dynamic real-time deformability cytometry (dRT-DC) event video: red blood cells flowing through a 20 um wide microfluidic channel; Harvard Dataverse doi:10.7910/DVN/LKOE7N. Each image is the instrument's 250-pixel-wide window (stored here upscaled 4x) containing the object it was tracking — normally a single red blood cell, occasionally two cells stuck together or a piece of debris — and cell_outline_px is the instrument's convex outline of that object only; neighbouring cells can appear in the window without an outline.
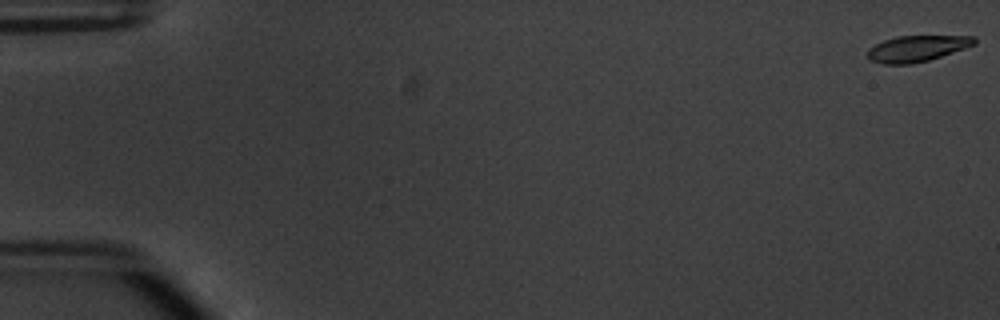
{"species": "common noctule bat (a hibernating species)", "species_latin": "Nyctalus noctula", "temperature_condition": "warm", "stored_images_in_passage": 54, "camera_frame_rate_fps": 3000, "um_per_image_px": 0.085, "animal": {"sex": "male", "body_mass_g": 20.1, "forearm_length_mm": 53.5}, "frame": {"image": 1, "passage_image": 1, "time_ms": 0.0, "image_size_px": [1000, 320], "cell_outline_px": [[976, 44], [928, 60], [912, 64], [884, 64], [868, 60], [868, 48], [884, 40], [896, 36], [976, 36]], "centroid_in_image_um": [77.92, 4.12], "position_along_channel_um": 7.1, "area_um2": 16.13}}
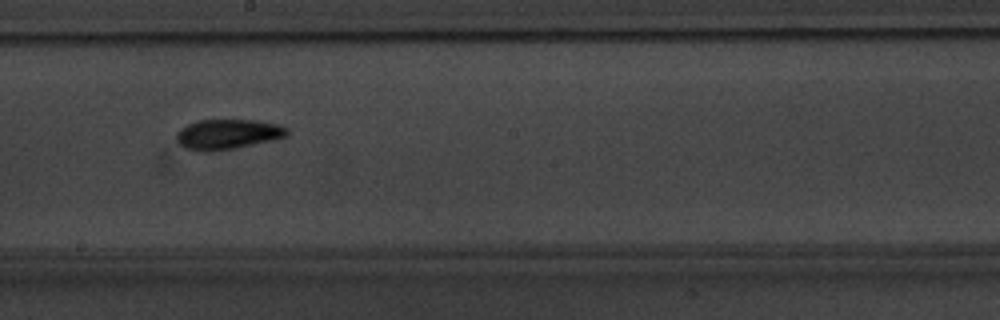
{"frame": {"image": 2, "passage_image": 31, "time_ms": 10.0, "image_size_px": [1000, 320], "cell_outline_px": [[288, 136], [272, 140], [236, 148], [208, 152], [184, 148], [176, 140], [176, 132], [180, 128], [188, 124], [200, 120], [256, 120], [280, 124], [288, 128]], "centroid_in_image_um": [19.36, 11.41], "position_along_channel_um": 228.8, "area_um2": 19.48}}
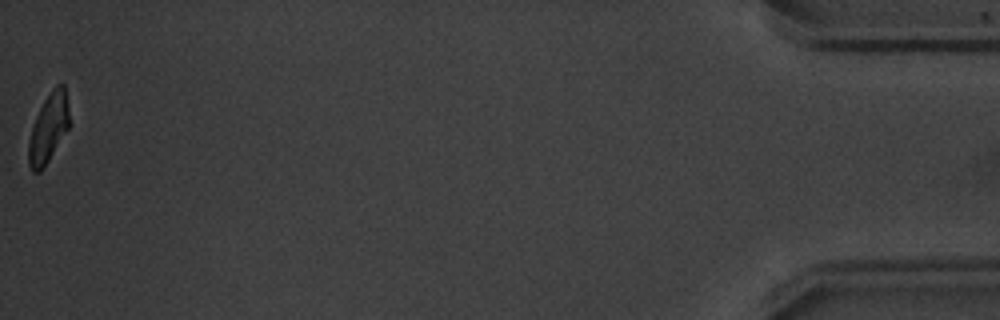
{"frame": {"image": 3, "passage_image": 54, "time_ms": 17.667, "image_size_px": [1000, 320], "cell_outline_px": [[68, 128], [44, 168], [40, 172], [32, 172], [28, 164], [28, 144], [32, 128], [36, 116], [44, 100], [52, 88], [56, 84], [64, 84], [68, 104]], "centroid_in_image_um": [4.1, 10.9], "position_along_channel_um": 431.1, "area_um2": 16.18}, "authors_computed_cell_mechanics": {"area_um2": 17.918, "velocity_mm_per_s": 3.8282, "shape_relaxation_time_tau1_ms": 2.6695, "shape_relaxation_time_tau2_ms": 5.3298, "deformation_change_tau1": 0.1511, "deformation_change_tau2": 0.0964}}